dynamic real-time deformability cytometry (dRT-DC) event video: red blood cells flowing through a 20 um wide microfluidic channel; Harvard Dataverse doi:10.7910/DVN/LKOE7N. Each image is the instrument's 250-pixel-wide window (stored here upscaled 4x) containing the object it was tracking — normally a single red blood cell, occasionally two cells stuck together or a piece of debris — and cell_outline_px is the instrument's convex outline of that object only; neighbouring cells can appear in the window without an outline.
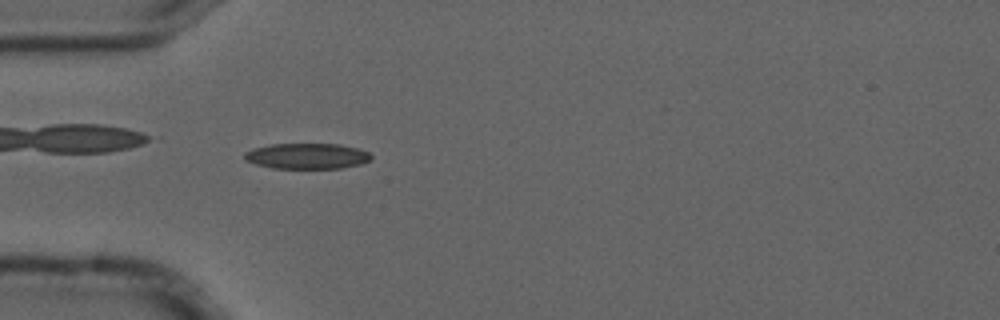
{"species": "common noctule bat (a hibernating species)", "species_latin": "Nyctalus noctula", "temperature_condition": "cold", "stored_images_in_passage": 3, "camera_frame_rate_fps": 3000, "um_per_image_px": 0.085, "animal": {"sex": "male", "forearm_length_mm": 52.5}, "frame": {"image": 1, "passage_image": 3, "time_ms": 0.667, "image_size_px": [1000, 320], "cell_outline_px": [[372, 160], [360, 164], [340, 168], [272, 168], [256, 164], [244, 160], [244, 152], [252, 148], [272, 144], [340, 144], [356, 148], [368, 152], [372, 156]], "centroid_in_image_um": [26.08, 13.26], "position_along_channel_um": 58.9, "area_um2": 18.96}}